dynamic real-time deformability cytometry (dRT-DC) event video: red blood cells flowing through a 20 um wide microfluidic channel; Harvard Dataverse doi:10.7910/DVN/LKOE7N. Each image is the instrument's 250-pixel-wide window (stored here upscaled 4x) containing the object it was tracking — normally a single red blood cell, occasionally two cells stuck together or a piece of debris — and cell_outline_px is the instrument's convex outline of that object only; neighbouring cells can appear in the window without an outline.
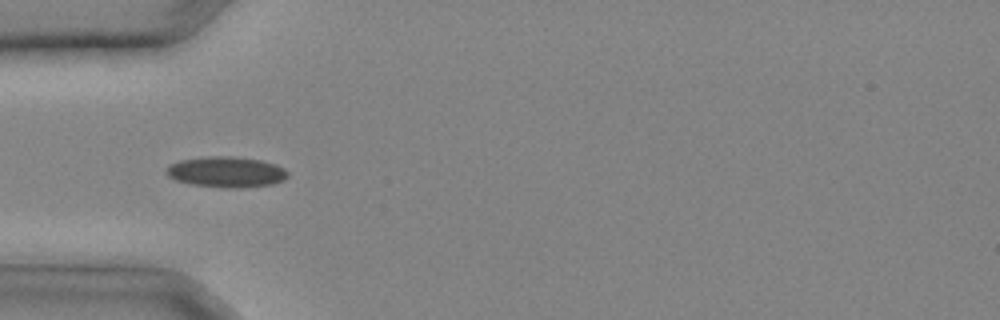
{"species": "common noctule bat (a hibernating species)", "species_latin": "Nyctalus noctula", "temperature_condition": "cold", "stored_images_in_passage": 22, "camera_frame_rate_fps": 3000, "um_per_image_px": 0.085, "animal": {"sex": "male", "body_mass_g": 20.4}, "frame": {"image": 1, "passage_image": 1, "time_ms": 0.0, "image_size_px": [1000, 320], "cell_outline_px": [[288, 176], [284, 180], [272, 184], [240, 188], [228, 188], [192, 184], [176, 180], [168, 176], [164, 172], [168, 164], [180, 160], [208, 156], [232, 156], [260, 160], [276, 164], [284, 168], [288, 172]], "centroid_in_image_um": [19.22, 14.61], "position_along_channel_um": 65.8, "area_um2": 21.85}}
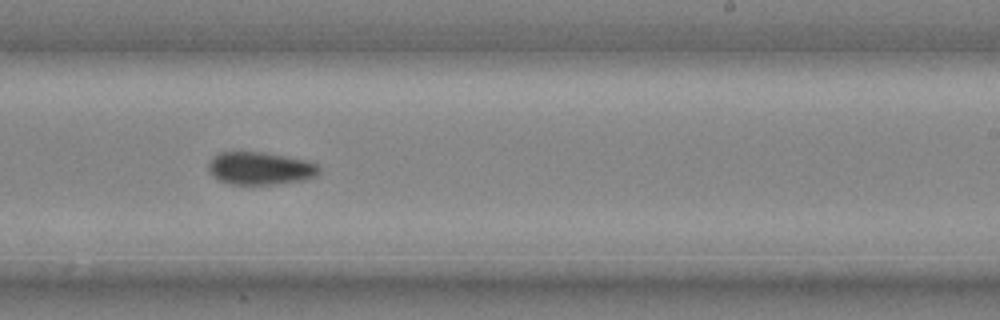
{"frame": {"image": 2, "passage_image": 11, "time_ms": 3.333, "image_size_px": [1000, 320], "cell_outline_px": [[320, 172], [316, 176], [304, 180], [276, 184], [228, 184], [212, 176], [208, 172], [208, 160], [212, 156], [220, 152], [260, 152], [308, 160], [316, 164], [320, 168]], "centroid_in_image_um": [22.09, 14.31], "position_along_channel_um": 266.9, "area_um2": 21.27}}
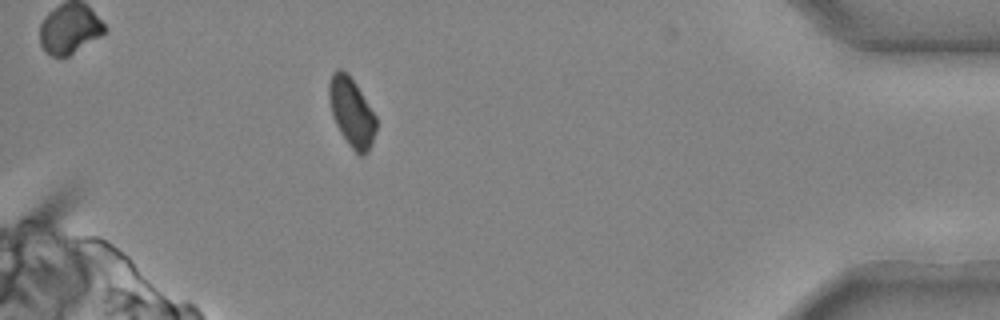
{"frame": {"image": 3, "passage_image": 20, "time_ms": 6.333, "image_size_px": [1000, 320], "cell_outline_px": [[376, 132], [372, 144], [368, 152], [364, 156], [360, 156], [348, 144], [340, 132], [332, 116], [328, 100], [328, 80], [332, 72], [336, 68], [340, 68], [348, 72], [356, 84], [376, 116]], "centroid_in_image_um": [29.86, 9.51], "position_along_channel_um": 405.3, "area_um2": 19.31}}